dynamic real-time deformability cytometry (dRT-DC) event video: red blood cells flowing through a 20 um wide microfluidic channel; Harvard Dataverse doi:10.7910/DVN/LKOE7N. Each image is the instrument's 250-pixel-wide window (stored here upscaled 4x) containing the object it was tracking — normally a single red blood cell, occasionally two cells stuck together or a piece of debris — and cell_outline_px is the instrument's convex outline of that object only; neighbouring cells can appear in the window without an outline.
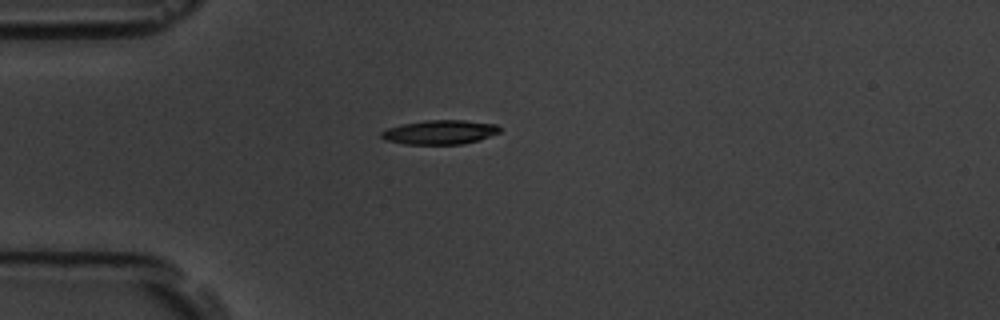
{"species": "common noctule bat (a hibernating species)", "species_latin": "Nyctalus noctula", "temperature_condition": "room temperature", "stored_images_in_passage": 5, "camera_frame_rate_fps": 3000, "um_per_image_px": 0.085, "animal": {"sex": "male", "body_mass_g": 19.5, "forearm_length_mm": 54.6}, "frame": {"image": 1, "passage_image": 5, "time_ms": 4.667, "image_size_px": [1000, 320], "cell_outline_px": [[500, 132], [476, 140], [460, 144], [404, 144], [384, 140], [380, 136], [380, 132], [388, 128], [404, 124], [424, 120], [464, 120], [496, 124], [500, 128]], "centroid_in_image_um": [37.34, 11.23], "position_along_channel_um": 47.7, "area_um2": 16.53}}